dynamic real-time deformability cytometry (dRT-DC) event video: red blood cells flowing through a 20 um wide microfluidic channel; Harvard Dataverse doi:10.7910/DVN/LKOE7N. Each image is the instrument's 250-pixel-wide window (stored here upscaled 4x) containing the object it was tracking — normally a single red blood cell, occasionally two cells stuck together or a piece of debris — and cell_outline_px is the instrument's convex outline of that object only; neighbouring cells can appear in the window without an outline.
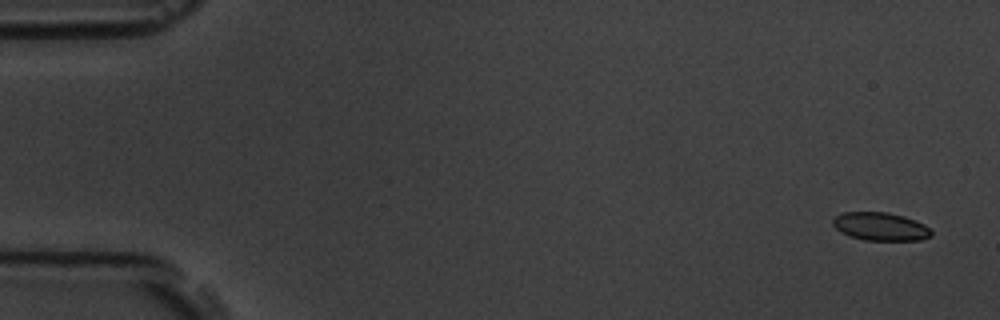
{"species": "common noctule bat (a hibernating species)", "species_latin": "Nyctalus noctula", "temperature_condition": "room temperature", "stored_images_in_passage": 5, "camera_frame_rate_fps": 3000, "um_per_image_px": 0.085, "animal": {"sex": "male", "body_mass_g": 19.5, "forearm_length_mm": 54.6}, "frame": {"image": 1, "passage_image": 1, "time_ms": 0.0, "image_size_px": [1000, 320], "cell_outline_px": [[932, 236], [920, 240], [864, 240], [848, 236], [840, 232], [832, 224], [832, 220], [836, 216], [844, 212], [888, 212], [904, 216], [924, 224], [932, 232]], "centroid_in_image_um": [74.82, 19.25], "position_along_channel_um": 10.2, "area_um2": 16.18}}
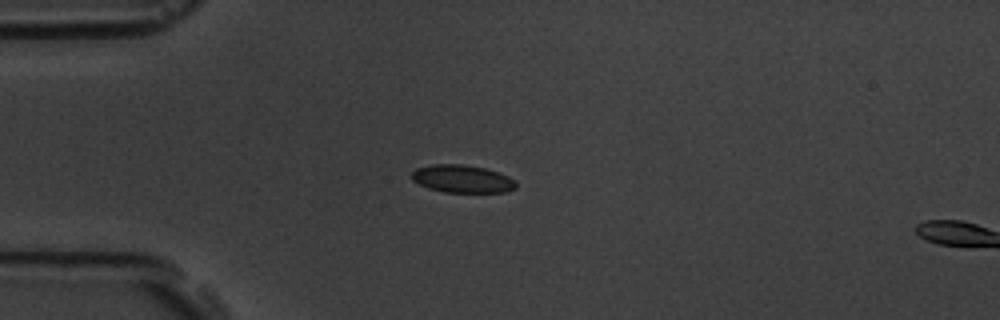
{"frame": {"image": 2, "passage_image": 4, "time_ms": 4.333, "image_size_px": [1000, 320], "cell_outline_px": [[516, 188], [504, 192], [444, 192], [428, 188], [412, 180], [412, 172], [416, 168], [432, 164], [464, 164], [484, 168], [508, 176], [516, 180]], "centroid_in_image_um": [39.28, 15.2], "position_along_channel_um": 45.7, "area_um2": 16.82}}